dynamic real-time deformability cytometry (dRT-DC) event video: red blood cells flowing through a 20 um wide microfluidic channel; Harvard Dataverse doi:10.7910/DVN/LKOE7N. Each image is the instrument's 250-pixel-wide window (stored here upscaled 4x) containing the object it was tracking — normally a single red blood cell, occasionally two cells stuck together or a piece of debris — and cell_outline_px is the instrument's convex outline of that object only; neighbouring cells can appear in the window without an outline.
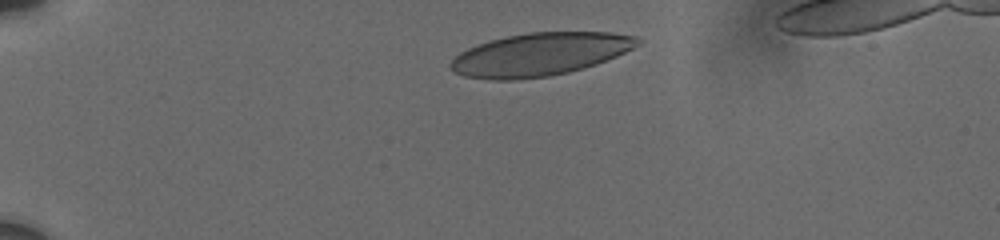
{"species": "human", "species_latin": "Homo sapiens", "temperature_condition": "cold", "stored_images_in_passage": 10, "camera_frame_rate_fps": 3000, "um_per_image_px": 0.085, "donor": {"sex": "male"}, "frame": {"image": 1, "passage_image": 1, "time_ms": 0.0, "image_size_px": [1000, 240], "cell_outline_px": [[640, 44], [616, 56], [596, 64], [568, 72], [548, 76], [516, 80], [492, 80], [464, 76], [456, 72], [448, 64], [460, 52], [468, 48], [492, 40], [508, 36], [528, 32], [608, 32], [636, 36], [640, 40]], "centroid_in_image_um": [45.89, 4.62], "position_along_channel_um": 39.1, "area_um2": 46.36}}